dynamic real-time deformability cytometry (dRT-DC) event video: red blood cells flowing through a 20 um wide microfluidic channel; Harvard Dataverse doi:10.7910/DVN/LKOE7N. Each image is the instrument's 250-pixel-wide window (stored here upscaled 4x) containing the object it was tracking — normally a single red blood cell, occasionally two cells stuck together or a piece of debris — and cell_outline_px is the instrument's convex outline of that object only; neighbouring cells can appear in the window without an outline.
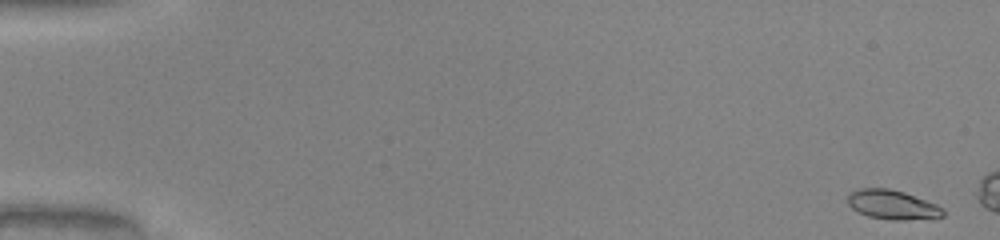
{"species": "common noctule bat (a hibernating species)", "species_latin": "Nyctalus noctula", "temperature_condition": "warm", "stored_images_in_passage": 52, "camera_frame_rate_fps": 3000, "um_per_image_px": 0.085, "animal": {"sex": "male", "body_mass_g": 20.0, "forearm_length_mm": 53.3}, "frame": {"image": 1, "passage_image": 1, "time_ms": 0.0, "image_size_px": [1000, 240], "cell_outline_px": [[944, 216], [936, 220], [888, 220], [868, 216], [852, 208], [848, 204], [848, 192], [860, 188], [888, 188], [904, 192], [936, 204], [944, 208]], "centroid_in_image_um": [75.92, 17.43], "position_along_channel_um": 9.1, "area_um2": 16.7}}
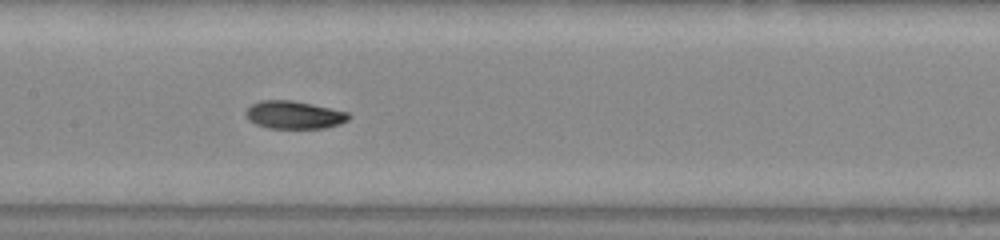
{"frame": {"image": 2, "passage_image": 26, "time_ms": 8.333, "image_size_px": [1000, 240], "cell_outline_px": [[348, 120], [340, 124], [324, 128], [268, 128], [256, 124], [248, 120], [244, 112], [252, 104], [260, 100], [292, 100], [312, 104], [348, 112]], "centroid_in_image_um": [24.96, 9.76], "position_along_channel_um": 182.4, "area_um2": 16.65}}
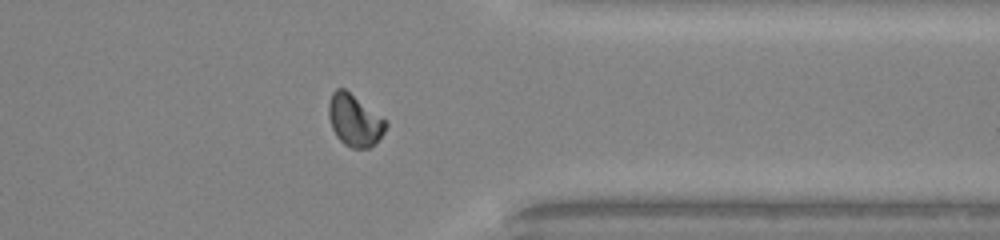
{"frame": {"image": 3, "passage_image": 41, "time_ms": 13.333, "image_size_px": [1000, 240], "cell_outline_px": [[388, 124], [384, 132], [376, 144], [368, 148], [352, 148], [344, 144], [336, 136], [332, 128], [328, 116], [328, 104], [332, 92], [336, 88], [344, 88], [384, 120]], "centroid_in_image_um": [30.1, 10.25], "position_along_channel_um": 381.3, "area_um2": 16.99}, "authors_computed_cell_mechanics": {"area_um2": 16.6464, "velocity_mm_per_s": 4.0976, "shape_relaxation_time_tau1_ms": 7.6764, "shape_relaxation_time_tau2_ms": 1.6679, "deformation_change_tau1": 0.2191, "deformation_change_tau2": 0.0528}}